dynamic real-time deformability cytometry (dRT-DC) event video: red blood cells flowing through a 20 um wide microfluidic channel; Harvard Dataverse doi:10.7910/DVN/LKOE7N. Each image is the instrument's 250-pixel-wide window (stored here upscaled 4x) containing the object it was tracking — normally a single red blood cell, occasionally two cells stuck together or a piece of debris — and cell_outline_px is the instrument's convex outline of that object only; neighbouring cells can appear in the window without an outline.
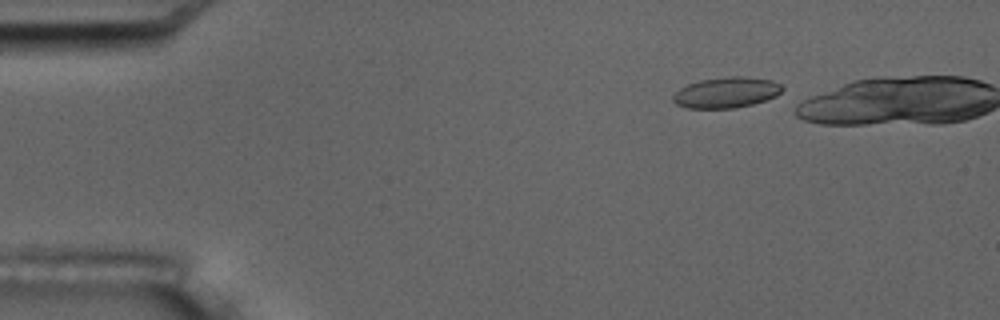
{"species": "common noctule bat (a hibernating species)", "species_latin": "Nyctalus noctula", "temperature_condition": "room temperature", "stored_images_in_passage": 6, "camera_frame_rate_fps": 3000, "um_per_image_px": 0.085, "animal": {"sex": "male", "body_mass_g": 17.5, "forearm_length_mm": 52.3}, "frame": {"image": 1, "passage_image": 1, "time_ms": 0.0, "image_size_px": [1000, 320], "cell_outline_px": [[784, 92], [776, 96], [752, 104], [736, 108], [688, 108], [676, 104], [672, 100], [672, 96], [680, 88], [688, 84], [700, 80], [728, 76], [744, 76], [772, 80], [780, 84], [784, 88]], "centroid_in_image_um": [61.76, 7.86], "position_along_channel_um": 23.2, "area_um2": 19.65}}